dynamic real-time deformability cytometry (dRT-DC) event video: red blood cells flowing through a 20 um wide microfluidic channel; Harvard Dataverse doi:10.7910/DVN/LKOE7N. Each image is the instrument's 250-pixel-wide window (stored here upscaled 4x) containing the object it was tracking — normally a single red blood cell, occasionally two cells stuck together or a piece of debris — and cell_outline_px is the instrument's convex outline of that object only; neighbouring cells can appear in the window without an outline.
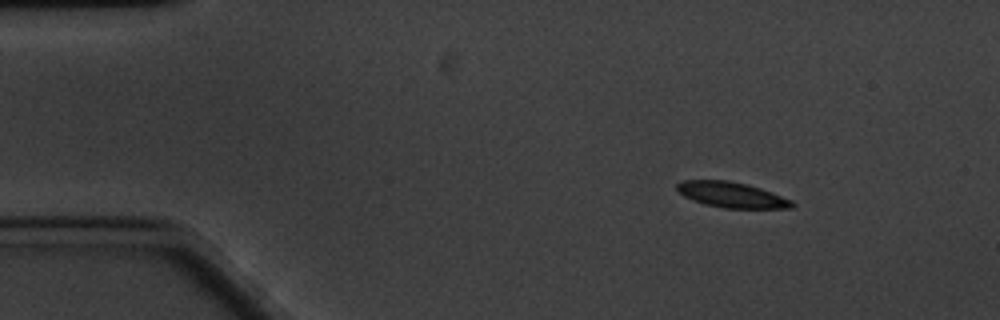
{"species": "common noctule bat (a hibernating species)", "species_latin": "Nyctalus noctula", "temperature_condition": "cold", "stored_images_in_passage": 8, "camera_frame_rate_fps": 3000, "um_per_image_px": 0.085, "animal": {"sex": "male", "body_mass_g": 20.1, "forearm_length_mm": 53.5}, "frame": {"image": 1, "passage_image": 1, "time_ms": 0.0, "image_size_px": [1000, 320], "cell_outline_px": [[796, 204], [792, 208], [724, 208], [704, 204], [692, 200], [684, 196], [676, 188], [676, 184], [680, 180], [728, 180], [748, 184], [760, 188], [792, 200]], "centroid_in_image_um": [62.18, 16.55], "position_along_channel_um": 22.8, "area_um2": 17.17}}